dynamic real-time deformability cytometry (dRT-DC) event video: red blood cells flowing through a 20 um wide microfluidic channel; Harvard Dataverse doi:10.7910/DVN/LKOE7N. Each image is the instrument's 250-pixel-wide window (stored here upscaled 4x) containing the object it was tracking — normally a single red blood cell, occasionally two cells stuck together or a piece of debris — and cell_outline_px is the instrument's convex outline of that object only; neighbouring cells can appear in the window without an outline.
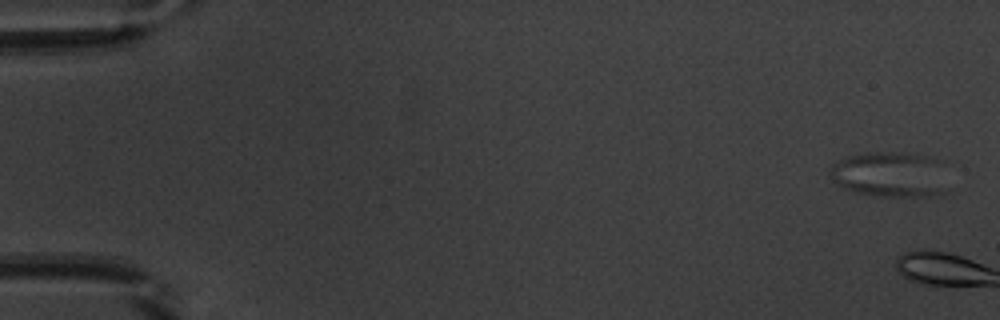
{"species": "common noctule bat (a hibernating species)", "species_latin": "Nyctalus noctula", "temperature_condition": "warm", "stored_images_in_passage": 4, "camera_frame_rate_fps": 3000, "um_per_image_px": 0.085, "animal": {"sex": "male", "body_mass_g": 20.1, "forearm_length_mm": 53.5}, "frame": {"image": 1, "passage_image": 2, "time_ms": 0.333, "image_size_px": [1000, 320], "cell_outline_px": [[944, 192], [932, 196], [880, 196], [856, 192], [844, 188], [832, 180], [832, 164], [848, 156], [868, 152], [900, 152], [928, 156], [940, 160]], "centroid_in_image_um": [75.63, 14.82], "position_along_channel_um": 9.4, "area_um2": 30.69}}